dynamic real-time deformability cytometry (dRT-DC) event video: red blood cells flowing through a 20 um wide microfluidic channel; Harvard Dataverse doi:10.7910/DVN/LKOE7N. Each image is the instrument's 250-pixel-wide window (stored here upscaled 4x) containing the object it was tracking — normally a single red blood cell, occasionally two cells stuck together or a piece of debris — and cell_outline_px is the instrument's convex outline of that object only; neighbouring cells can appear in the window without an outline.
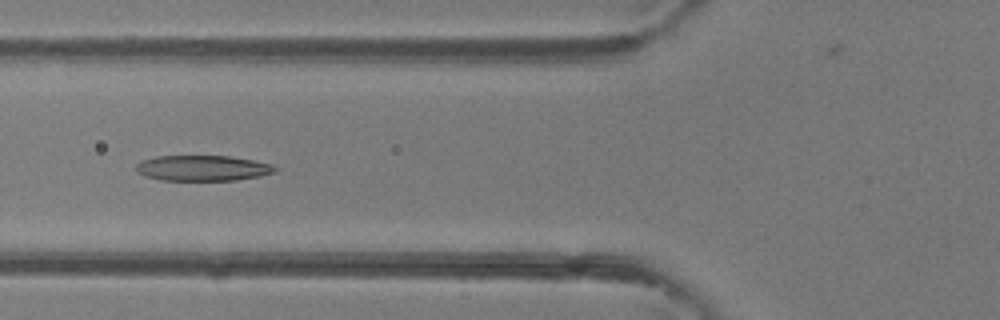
{"species": "common noctule bat (a hibernating species)", "species_latin": "Nyctalus noctula", "temperature_condition": "room temperature", "stored_images_in_passage": 34, "camera_frame_rate_fps": 3000, "um_per_image_px": 0.085, "animal": {"sex": "female"}, "frame": {"image": 1, "passage_image": 18, "time_ms": 5.667, "image_size_px": [1000, 320], "cell_outline_px": [[280, 168], [276, 172], [260, 176], [236, 180], [160, 180], [144, 176], [136, 172], [136, 164], [144, 160], [156, 156], [228, 156], [252, 160], [272, 164]], "centroid_in_image_um": [17.25, 14.29], "position_along_channel_um": 108.6, "area_um2": 20.75}}
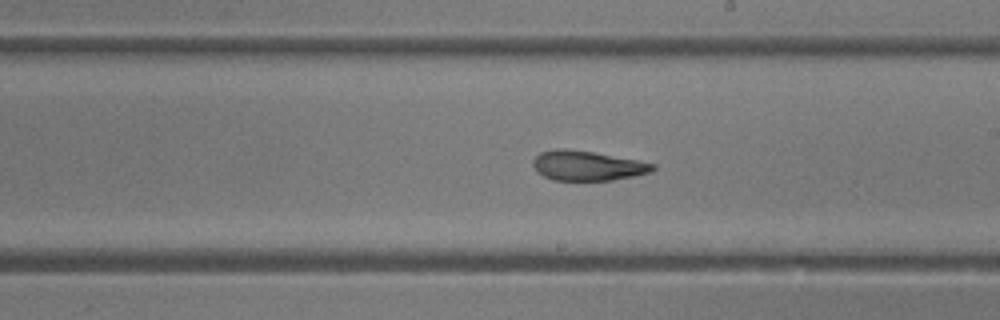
{"frame": {"image": 2, "passage_image": 27, "time_ms": 8.667, "image_size_px": [1000, 320], "cell_outline_px": [[656, 168], [652, 172], [636, 176], [612, 180], [552, 180], [536, 172], [532, 164], [532, 160], [540, 152], [556, 148], [564, 148], [592, 152], [636, 160], [656, 164]], "centroid_in_image_um": [49.91, 14.09], "position_along_channel_um": 239.1, "area_um2": 20.87}}
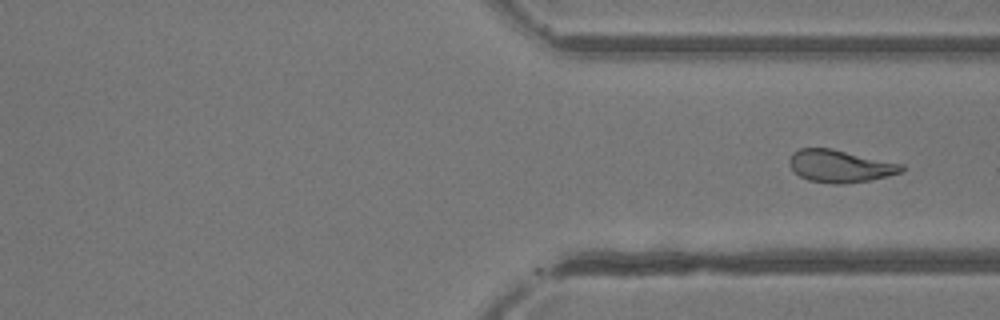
{"frame": {"image": 3, "passage_image": 34, "time_ms": 11.0, "image_size_px": [1000, 320], "cell_outline_px": [[904, 172], [888, 176], [868, 180], [844, 184], [832, 184], [808, 180], [800, 176], [788, 164], [788, 160], [792, 152], [800, 148], [832, 148], [904, 164]], "centroid_in_image_um": [71.41, 14.11], "position_along_channel_um": 340.0, "area_um2": 21.39}}